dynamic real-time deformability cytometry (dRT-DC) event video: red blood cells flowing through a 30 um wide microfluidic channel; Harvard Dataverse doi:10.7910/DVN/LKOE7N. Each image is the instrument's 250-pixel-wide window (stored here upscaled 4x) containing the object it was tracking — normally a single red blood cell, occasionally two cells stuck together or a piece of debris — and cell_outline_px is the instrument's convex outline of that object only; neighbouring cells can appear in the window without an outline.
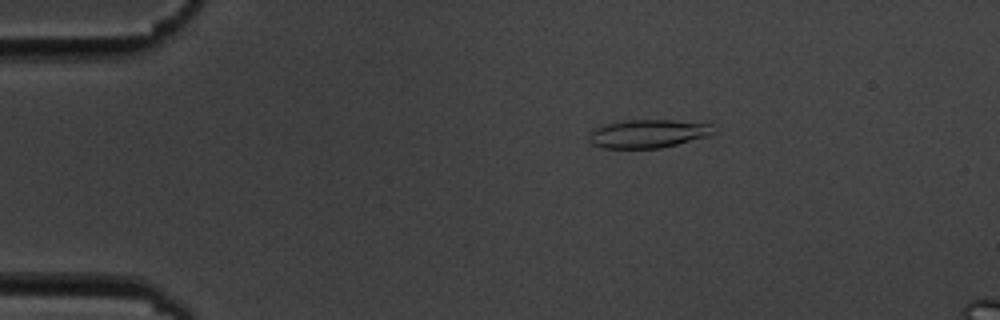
{"species": "common noctule bat (a hibernating species)", "species_latin": "Nyctalus noctula", "temperature_condition": "cold", "stored_images_in_passage": 6, "camera_frame_rate_fps": 3000, "um_per_image_px": 0.085, "animal": {"sex": "male", "body_mass_g": 19.5, "forearm_length_mm": 54.6}, "frame": {"image": 1, "passage_image": 4, "time_ms": 3.333, "image_size_px": [1000, 320], "cell_outline_px": [[712, 132], [708, 136], [660, 148], [600, 148], [592, 144], [588, 140], [588, 132], [592, 128], [600, 124], [628, 120], [672, 120], [712, 124]], "centroid_in_image_um": [54.96, 11.36], "position_along_channel_um": 30.0, "area_um2": 20.69}}